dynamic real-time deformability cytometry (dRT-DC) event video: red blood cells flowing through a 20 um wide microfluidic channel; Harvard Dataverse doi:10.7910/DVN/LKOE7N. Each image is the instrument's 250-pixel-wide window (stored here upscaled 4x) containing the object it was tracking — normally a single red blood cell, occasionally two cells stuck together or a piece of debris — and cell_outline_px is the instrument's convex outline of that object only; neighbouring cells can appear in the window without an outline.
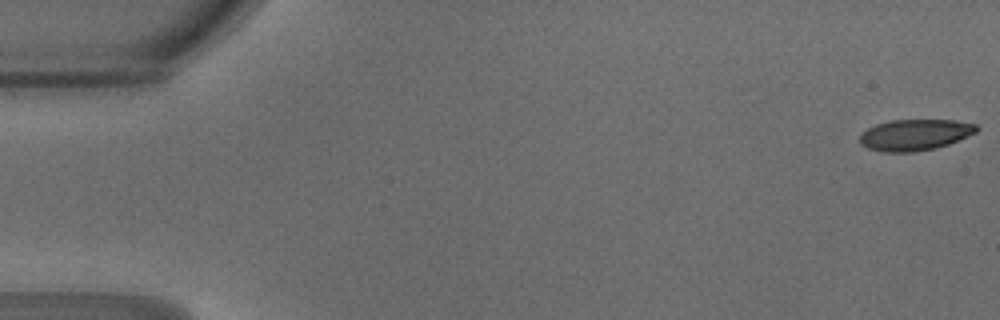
{"species": "common noctule bat (a hibernating species)", "species_latin": "Nyctalus noctula", "temperature_condition": "warm", "stored_images_in_passage": 9, "camera_frame_rate_fps": 3000, "um_per_image_px": 0.085, "animal": {"sex": "male", "body_mass_g": 18.8}, "frame": {"image": 1, "passage_image": 1, "time_ms": 0.0, "image_size_px": [1000, 320], "cell_outline_px": [[980, 128], [976, 132], [968, 136], [948, 144], [936, 148], [912, 152], [884, 152], [868, 148], [860, 144], [860, 136], [868, 128], [876, 124], [892, 120], [956, 120], [976, 124]], "centroid_in_image_um": [77.79, 11.46], "position_along_channel_um": 7.2, "area_um2": 21.15}}